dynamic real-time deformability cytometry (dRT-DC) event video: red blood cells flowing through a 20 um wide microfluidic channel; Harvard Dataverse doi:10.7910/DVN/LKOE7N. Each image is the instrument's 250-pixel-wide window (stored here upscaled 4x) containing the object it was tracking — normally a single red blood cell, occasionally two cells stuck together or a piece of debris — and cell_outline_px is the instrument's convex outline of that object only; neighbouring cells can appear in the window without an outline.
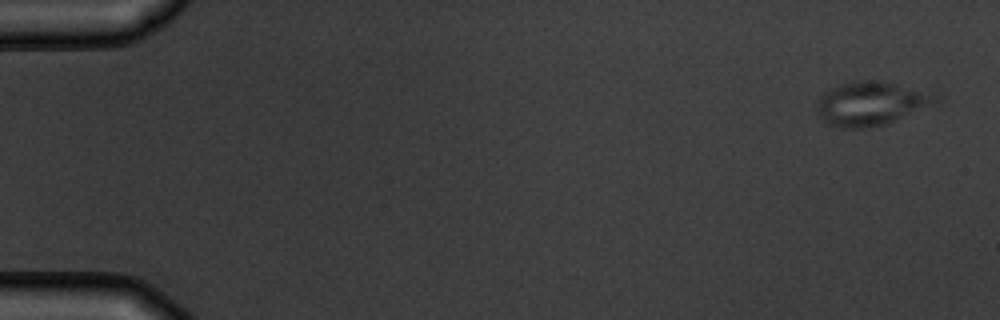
{"species": "common noctule bat (a hibernating species)", "species_latin": "Nyctalus noctula", "temperature_condition": "warm", "stored_images_in_passage": 5, "camera_frame_rate_fps": 3000, "um_per_image_px": 0.085, "animal": {"sex": "male", "body_mass_g": 19.5, "forearm_length_mm": 54.6}, "frame": {"image": 1, "passage_image": 1, "time_ms": 0.0, "image_size_px": [1000, 320], "cell_outline_px": [[944, 100], [884, 124], [864, 128], [840, 128], [828, 124], [820, 116], [816, 108], [816, 100], [824, 92], [840, 84], [852, 80], [880, 80], [944, 96]], "centroid_in_image_um": [74.03, 8.78], "position_along_channel_um": 11.0, "area_um2": 30.35}}